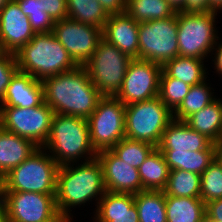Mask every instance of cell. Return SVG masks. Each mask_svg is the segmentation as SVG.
I'll return each mask as SVG.
<instances>
[{"mask_svg": "<svg viewBox=\"0 0 222 222\" xmlns=\"http://www.w3.org/2000/svg\"><path fill=\"white\" fill-rule=\"evenodd\" d=\"M44 102L55 114L88 118L103 97L84 66L47 77L41 81Z\"/></svg>", "mask_w": 222, "mask_h": 222, "instance_id": "cell-1", "label": "cell"}, {"mask_svg": "<svg viewBox=\"0 0 222 222\" xmlns=\"http://www.w3.org/2000/svg\"><path fill=\"white\" fill-rule=\"evenodd\" d=\"M71 165L59 166L55 195L59 214L68 216H71V208L84 205L93 198L98 204L106 192L102 166L97 157L81 162L75 168V163Z\"/></svg>", "mask_w": 222, "mask_h": 222, "instance_id": "cell-2", "label": "cell"}, {"mask_svg": "<svg viewBox=\"0 0 222 222\" xmlns=\"http://www.w3.org/2000/svg\"><path fill=\"white\" fill-rule=\"evenodd\" d=\"M43 148L49 150L59 166L77 164L82 157H86L85 162L97 156L90 142L87 119L78 116L54 113L50 135Z\"/></svg>", "mask_w": 222, "mask_h": 222, "instance_id": "cell-3", "label": "cell"}, {"mask_svg": "<svg viewBox=\"0 0 222 222\" xmlns=\"http://www.w3.org/2000/svg\"><path fill=\"white\" fill-rule=\"evenodd\" d=\"M15 55L18 70L40 81L78 66L53 32L35 34Z\"/></svg>", "mask_w": 222, "mask_h": 222, "instance_id": "cell-4", "label": "cell"}, {"mask_svg": "<svg viewBox=\"0 0 222 222\" xmlns=\"http://www.w3.org/2000/svg\"><path fill=\"white\" fill-rule=\"evenodd\" d=\"M39 147L20 165L0 180L2 192H37L56 194L59 165ZM45 152V153H44Z\"/></svg>", "mask_w": 222, "mask_h": 222, "instance_id": "cell-5", "label": "cell"}, {"mask_svg": "<svg viewBox=\"0 0 222 222\" xmlns=\"http://www.w3.org/2000/svg\"><path fill=\"white\" fill-rule=\"evenodd\" d=\"M173 112L157 96L125 106V137L147 142L156 148Z\"/></svg>", "mask_w": 222, "mask_h": 222, "instance_id": "cell-6", "label": "cell"}, {"mask_svg": "<svg viewBox=\"0 0 222 222\" xmlns=\"http://www.w3.org/2000/svg\"><path fill=\"white\" fill-rule=\"evenodd\" d=\"M216 12L177 11L179 55L204 60L217 44ZM215 25V26H214Z\"/></svg>", "mask_w": 222, "mask_h": 222, "instance_id": "cell-7", "label": "cell"}, {"mask_svg": "<svg viewBox=\"0 0 222 222\" xmlns=\"http://www.w3.org/2000/svg\"><path fill=\"white\" fill-rule=\"evenodd\" d=\"M133 59L103 38L92 57L83 65L95 87L103 96H115Z\"/></svg>", "mask_w": 222, "mask_h": 222, "instance_id": "cell-8", "label": "cell"}, {"mask_svg": "<svg viewBox=\"0 0 222 222\" xmlns=\"http://www.w3.org/2000/svg\"><path fill=\"white\" fill-rule=\"evenodd\" d=\"M87 122L96 153L111 150L125 138V105L115 96H103Z\"/></svg>", "mask_w": 222, "mask_h": 222, "instance_id": "cell-9", "label": "cell"}, {"mask_svg": "<svg viewBox=\"0 0 222 222\" xmlns=\"http://www.w3.org/2000/svg\"><path fill=\"white\" fill-rule=\"evenodd\" d=\"M139 59L164 65L179 55L177 12L166 19L139 23Z\"/></svg>", "mask_w": 222, "mask_h": 222, "instance_id": "cell-10", "label": "cell"}, {"mask_svg": "<svg viewBox=\"0 0 222 222\" xmlns=\"http://www.w3.org/2000/svg\"><path fill=\"white\" fill-rule=\"evenodd\" d=\"M53 115L45 102L30 108L0 107V126L43 147L50 135Z\"/></svg>", "mask_w": 222, "mask_h": 222, "instance_id": "cell-11", "label": "cell"}, {"mask_svg": "<svg viewBox=\"0 0 222 222\" xmlns=\"http://www.w3.org/2000/svg\"><path fill=\"white\" fill-rule=\"evenodd\" d=\"M161 71L162 65L160 64L133 59L115 97L125 106L157 97Z\"/></svg>", "mask_w": 222, "mask_h": 222, "instance_id": "cell-12", "label": "cell"}, {"mask_svg": "<svg viewBox=\"0 0 222 222\" xmlns=\"http://www.w3.org/2000/svg\"><path fill=\"white\" fill-rule=\"evenodd\" d=\"M53 34L78 66L92 57L102 39L101 28L69 18L55 21Z\"/></svg>", "mask_w": 222, "mask_h": 222, "instance_id": "cell-13", "label": "cell"}, {"mask_svg": "<svg viewBox=\"0 0 222 222\" xmlns=\"http://www.w3.org/2000/svg\"><path fill=\"white\" fill-rule=\"evenodd\" d=\"M7 222H50L59 215L56 194L3 192Z\"/></svg>", "mask_w": 222, "mask_h": 222, "instance_id": "cell-14", "label": "cell"}, {"mask_svg": "<svg viewBox=\"0 0 222 222\" xmlns=\"http://www.w3.org/2000/svg\"><path fill=\"white\" fill-rule=\"evenodd\" d=\"M34 35L18 2L9 0L0 10V52L16 54Z\"/></svg>", "mask_w": 222, "mask_h": 222, "instance_id": "cell-15", "label": "cell"}, {"mask_svg": "<svg viewBox=\"0 0 222 222\" xmlns=\"http://www.w3.org/2000/svg\"><path fill=\"white\" fill-rule=\"evenodd\" d=\"M96 157L102 166L106 191L130 194L143 191L138 168L125 163L111 150L100 151Z\"/></svg>", "mask_w": 222, "mask_h": 222, "instance_id": "cell-16", "label": "cell"}, {"mask_svg": "<svg viewBox=\"0 0 222 222\" xmlns=\"http://www.w3.org/2000/svg\"><path fill=\"white\" fill-rule=\"evenodd\" d=\"M139 23L126 12L110 15L102 28V38L132 59H139Z\"/></svg>", "mask_w": 222, "mask_h": 222, "instance_id": "cell-17", "label": "cell"}, {"mask_svg": "<svg viewBox=\"0 0 222 222\" xmlns=\"http://www.w3.org/2000/svg\"><path fill=\"white\" fill-rule=\"evenodd\" d=\"M44 102L43 85L31 75L17 71L7 86L0 107L30 108Z\"/></svg>", "mask_w": 222, "mask_h": 222, "instance_id": "cell-18", "label": "cell"}, {"mask_svg": "<svg viewBox=\"0 0 222 222\" xmlns=\"http://www.w3.org/2000/svg\"><path fill=\"white\" fill-rule=\"evenodd\" d=\"M213 142L205 135L191 129L184 121L173 119L162 134L157 148L160 151H201Z\"/></svg>", "mask_w": 222, "mask_h": 222, "instance_id": "cell-19", "label": "cell"}, {"mask_svg": "<svg viewBox=\"0 0 222 222\" xmlns=\"http://www.w3.org/2000/svg\"><path fill=\"white\" fill-rule=\"evenodd\" d=\"M96 208L95 222H139L134 194L106 191Z\"/></svg>", "mask_w": 222, "mask_h": 222, "instance_id": "cell-20", "label": "cell"}, {"mask_svg": "<svg viewBox=\"0 0 222 222\" xmlns=\"http://www.w3.org/2000/svg\"><path fill=\"white\" fill-rule=\"evenodd\" d=\"M38 148L29 139L6 131L0 126V180Z\"/></svg>", "mask_w": 222, "mask_h": 222, "instance_id": "cell-21", "label": "cell"}, {"mask_svg": "<svg viewBox=\"0 0 222 222\" xmlns=\"http://www.w3.org/2000/svg\"><path fill=\"white\" fill-rule=\"evenodd\" d=\"M191 129L218 144L222 135V100L215 99L184 121Z\"/></svg>", "mask_w": 222, "mask_h": 222, "instance_id": "cell-22", "label": "cell"}, {"mask_svg": "<svg viewBox=\"0 0 222 222\" xmlns=\"http://www.w3.org/2000/svg\"><path fill=\"white\" fill-rule=\"evenodd\" d=\"M216 144L201 151H161L170 170L191 171L201 175L215 160Z\"/></svg>", "mask_w": 222, "mask_h": 222, "instance_id": "cell-23", "label": "cell"}, {"mask_svg": "<svg viewBox=\"0 0 222 222\" xmlns=\"http://www.w3.org/2000/svg\"><path fill=\"white\" fill-rule=\"evenodd\" d=\"M143 191H163L167 185L170 169L162 152L155 148L138 168Z\"/></svg>", "mask_w": 222, "mask_h": 222, "instance_id": "cell-24", "label": "cell"}, {"mask_svg": "<svg viewBox=\"0 0 222 222\" xmlns=\"http://www.w3.org/2000/svg\"><path fill=\"white\" fill-rule=\"evenodd\" d=\"M162 69L172 78L193 86L206 80L208 72L204 66V61L197 58H189L178 55L167 61Z\"/></svg>", "mask_w": 222, "mask_h": 222, "instance_id": "cell-25", "label": "cell"}, {"mask_svg": "<svg viewBox=\"0 0 222 222\" xmlns=\"http://www.w3.org/2000/svg\"><path fill=\"white\" fill-rule=\"evenodd\" d=\"M167 222H202L205 203L201 198L165 196Z\"/></svg>", "mask_w": 222, "mask_h": 222, "instance_id": "cell-26", "label": "cell"}, {"mask_svg": "<svg viewBox=\"0 0 222 222\" xmlns=\"http://www.w3.org/2000/svg\"><path fill=\"white\" fill-rule=\"evenodd\" d=\"M139 222H167L164 191L144 190L134 194Z\"/></svg>", "mask_w": 222, "mask_h": 222, "instance_id": "cell-27", "label": "cell"}, {"mask_svg": "<svg viewBox=\"0 0 222 222\" xmlns=\"http://www.w3.org/2000/svg\"><path fill=\"white\" fill-rule=\"evenodd\" d=\"M125 12L138 23L166 19L176 13L167 0H127Z\"/></svg>", "mask_w": 222, "mask_h": 222, "instance_id": "cell-28", "label": "cell"}, {"mask_svg": "<svg viewBox=\"0 0 222 222\" xmlns=\"http://www.w3.org/2000/svg\"><path fill=\"white\" fill-rule=\"evenodd\" d=\"M67 18L102 29L109 15L98 0H67Z\"/></svg>", "mask_w": 222, "mask_h": 222, "instance_id": "cell-29", "label": "cell"}, {"mask_svg": "<svg viewBox=\"0 0 222 222\" xmlns=\"http://www.w3.org/2000/svg\"><path fill=\"white\" fill-rule=\"evenodd\" d=\"M201 175L184 170H170L165 196L200 198Z\"/></svg>", "mask_w": 222, "mask_h": 222, "instance_id": "cell-30", "label": "cell"}, {"mask_svg": "<svg viewBox=\"0 0 222 222\" xmlns=\"http://www.w3.org/2000/svg\"><path fill=\"white\" fill-rule=\"evenodd\" d=\"M211 89L206 80L191 86L180 106L173 112V119L185 121L190 115L213 102L216 98L211 93Z\"/></svg>", "mask_w": 222, "mask_h": 222, "instance_id": "cell-31", "label": "cell"}, {"mask_svg": "<svg viewBox=\"0 0 222 222\" xmlns=\"http://www.w3.org/2000/svg\"><path fill=\"white\" fill-rule=\"evenodd\" d=\"M155 148L154 145L147 142L125 137L111 151L128 165L139 168Z\"/></svg>", "mask_w": 222, "mask_h": 222, "instance_id": "cell-32", "label": "cell"}, {"mask_svg": "<svg viewBox=\"0 0 222 222\" xmlns=\"http://www.w3.org/2000/svg\"><path fill=\"white\" fill-rule=\"evenodd\" d=\"M190 85L170 77L163 69L160 74L158 97L174 112L188 94Z\"/></svg>", "mask_w": 222, "mask_h": 222, "instance_id": "cell-33", "label": "cell"}, {"mask_svg": "<svg viewBox=\"0 0 222 222\" xmlns=\"http://www.w3.org/2000/svg\"><path fill=\"white\" fill-rule=\"evenodd\" d=\"M35 34L53 32L55 21L45 12L43 0H16Z\"/></svg>", "mask_w": 222, "mask_h": 222, "instance_id": "cell-34", "label": "cell"}, {"mask_svg": "<svg viewBox=\"0 0 222 222\" xmlns=\"http://www.w3.org/2000/svg\"><path fill=\"white\" fill-rule=\"evenodd\" d=\"M200 198L204 203L222 198V166L216 159L201 174Z\"/></svg>", "mask_w": 222, "mask_h": 222, "instance_id": "cell-35", "label": "cell"}, {"mask_svg": "<svg viewBox=\"0 0 222 222\" xmlns=\"http://www.w3.org/2000/svg\"><path fill=\"white\" fill-rule=\"evenodd\" d=\"M18 71L16 55L0 52V103L6 93L11 78Z\"/></svg>", "mask_w": 222, "mask_h": 222, "instance_id": "cell-36", "label": "cell"}, {"mask_svg": "<svg viewBox=\"0 0 222 222\" xmlns=\"http://www.w3.org/2000/svg\"><path fill=\"white\" fill-rule=\"evenodd\" d=\"M45 12L54 20L67 18V0H43Z\"/></svg>", "mask_w": 222, "mask_h": 222, "instance_id": "cell-37", "label": "cell"}, {"mask_svg": "<svg viewBox=\"0 0 222 222\" xmlns=\"http://www.w3.org/2000/svg\"><path fill=\"white\" fill-rule=\"evenodd\" d=\"M107 14L115 15L126 11L127 0H98Z\"/></svg>", "mask_w": 222, "mask_h": 222, "instance_id": "cell-38", "label": "cell"}, {"mask_svg": "<svg viewBox=\"0 0 222 222\" xmlns=\"http://www.w3.org/2000/svg\"><path fill=\"white\" fill-rule=\"evenodd\" d=\"M205 214L216 222H222V198L205 203Z\"/></svg>", "mask_w": 222, "mask_h": 222, "instance_id": "cell-39", "label": "cell"}, {"mask_svg": "<svg viewBox=\"0 0 222 222\" xmlns=\"http://www.w3.org/2000/svg\"><path fill=\"white\" fill-rule=\"evenodd\" d=\"M181 12H207L208 0H185V6Z\"/></svg>", "mask_w": 222, "mask_h": 222, "instance_id": "cell-40", "label": "cell"}, {"mask_svg": "<svg viewBox=\"0 0 222 222\" xmlns=\"http://www.w3.org/2000/svg\"><path fill=\"white\" fill-rule=\"evenodd\" d=\"M217 42L216 46L217 48H213L212 52L215 51V53H213V55L215 54V58L213 59L214 61V68L216 69L217 74H221L222 75V42Z\"/></svg>", "mask_w": 222, "mask_h": 222, "instance_id": "cell-41", "label": "cell"}, {"mask_svg": "<svg viewBox=\"0 0 222 222\" xmlns=\"http://www.w3.org/2000/svg\"><path fill=\"white\" fill-rule=\"evenodd\" d=\"M0 222H7L6 204L1 186H0Z\"/></svg>", "mask_w": 222, "mask_h": 222, "instance_id": "cell-42", "label": "cell"}, {"mask_svg": "<svg viewBox=\"0 0 222 222\" xmlns=\"http://www.w3.org/2000/svg\"><path fill=\"white\" fill-rule=\"evenodd\" d=\"M222 10V0H208V11L218 12Z\"/></svg>", "mask_w": 222, "mask_h": 222, "instance_id": "cell-43", "label": "cell"}, {"mask_svg": "<svg viewBox=\"0 0 222 222\" xmlns=\"http://www.w3.org/2000/svg\"><path fill=\"white\" fill-rule=\"evenodd\" d=\"M169 4L175 9V11H180L185 6V0H167Z\"/></svg>", "mask_w": 222, "mask_h": 222, "instance_id": "cell-44", "label": "cell"}, {"mask_svg": "<svg viewBox=\"0 0 222 222\" xmlns=\"http://www.w3.org/2000/svg\"><path fill=\"white\" fill-rule=\"evenodd\" d=\"M215 159L222 166V143L216 144Z\"/></svg>", "mask_w": 222, "mask_h": 222, "instance_id": "cell-45", "label": "cell"}, {"mask_svg": "<svg viewBox=\"0 0 222 222\" xmlns=\"http://www.w3.org/2000/svg\"><path fill=\"white\" fill-rule=\"evenodd\" d=\"M72 218H73V216L71 217V216H68L65 214H59L57 217H55L50 222H71Z\"/></svg>", "mask_w": 222, "mask_h": 222, "instance_id": "cell-46", "label": "cell"}, {"mask_svg": "<svg viewBox=\"0 0 222 222\" xmlns=\"http://www.w3.org/2000/svg\"><path fill=\"white\" fill-rule=\"evenodd\" d=\"M9 2V0H0V10Z\"/></svg>", "mask_w": 222, "mask_h": 222, "instance_id": "cell-47", "label": "cell"}, {"mask_svg": "<svg viewBox=\"0 0 222 222\" xmlns=\"http://www.w3.org/2000/svg\"><path fill=\"white\" fill-rule=\"evenodd\" d=\"M202 222H216V221L213 220V219H211V218H209V217H207V216L205 215L204 218H203V220H202Z\"/></svg>", "mask_w": 222, "mask_h": 222, "instance_id": "cell-48", "label": "cell"}]
</instances>
